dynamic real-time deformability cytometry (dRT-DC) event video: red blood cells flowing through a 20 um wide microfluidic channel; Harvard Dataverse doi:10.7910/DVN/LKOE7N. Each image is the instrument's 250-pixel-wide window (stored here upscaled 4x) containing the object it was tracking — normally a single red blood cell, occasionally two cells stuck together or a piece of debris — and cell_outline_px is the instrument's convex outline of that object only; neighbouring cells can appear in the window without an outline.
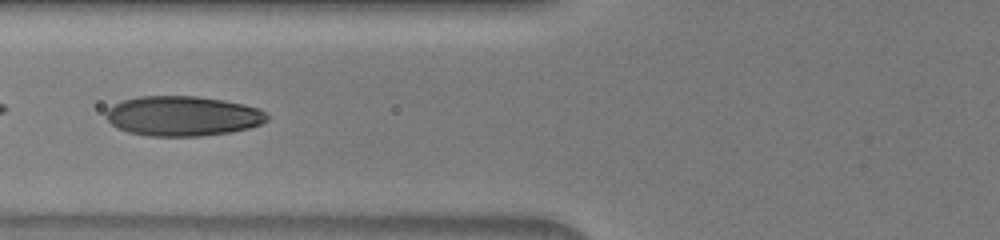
{"species": "human", "species_latin": "Homo sapiens", "temperature_condition": "warm", "stored_images_in_passage": 35, "camera_frame_rate_fps": 3000, "um_per_image_px": 0.085, "donor": {"sex": "male"}, "frame": {"image": 1, "passage_image": 6, "time_ms": 1.667, "image_size_px": [1000, 240], "cell_outline_px": [[268, 120], [260, 124], [248, 128], [232, 132], [200, 136], [148, 136], [128, 132], [116, 128], [104, 116], [104, 112], [112, 104], [124, 100], [140, 96], [196, 96], [244, 104], [260, 108], [268, 116]], "centroid_in_image_um": [15.49, 9.86], "position_along_channel_um": 110.3, "area_um2": 37.63}}
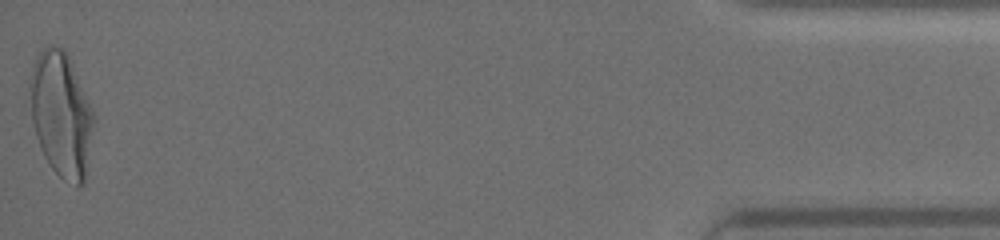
{"frame": {"image": 2, "passage_image": 35, "time_ms": 11.333, "image_size_px": [1000, 240], "cell_outline_px": [[96, 120], [84, 184], [76, 188], [64, 180], [52, 168], [44, 156], [40, 148], [36, 136], [32, 120], [28, 88], [28, 80], [36, 56], [40, 48], [48, 44], [52, 44], [64, 48], [68, 56], [92, 108]], "centroid_in_image_um": [5.19, 9.72], "position_along_channel_um": 430.0, "area_um2": 47.16}}